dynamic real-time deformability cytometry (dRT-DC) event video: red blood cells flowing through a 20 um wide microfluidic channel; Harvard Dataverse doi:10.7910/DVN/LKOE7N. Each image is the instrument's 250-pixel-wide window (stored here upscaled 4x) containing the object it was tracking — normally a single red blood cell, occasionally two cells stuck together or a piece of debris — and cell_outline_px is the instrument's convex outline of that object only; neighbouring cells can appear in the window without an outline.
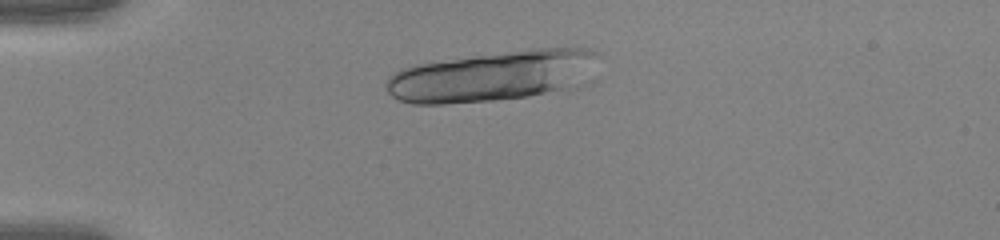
{"species": "human", "species_latin": "Homo sapiens", "temperature_condition": "warm", "stored_images_in_passage": 17, "camera_frame_rate_fps": 3000, "um_per_image_px": 0.085, "donor": {"sex": "female"}, "frame": {"image": 1, "passage_image": 10, "time_ms": 3.0, "image_size_px": [1000, 240], "cell_outline_px": [[604, 52], [568, 88], [528, 96], [492, 100], [444, 104], [412, 104], [400, 100], [392, 96], [388, 92], [384, 84], [388, 76], [400, 68], [412, 64], [532, 48], [592, 48]], "centroid_in_image_um": [41.71, 6.45], "position_along_channel_um": 43.3, "area_um2": 61.5}}